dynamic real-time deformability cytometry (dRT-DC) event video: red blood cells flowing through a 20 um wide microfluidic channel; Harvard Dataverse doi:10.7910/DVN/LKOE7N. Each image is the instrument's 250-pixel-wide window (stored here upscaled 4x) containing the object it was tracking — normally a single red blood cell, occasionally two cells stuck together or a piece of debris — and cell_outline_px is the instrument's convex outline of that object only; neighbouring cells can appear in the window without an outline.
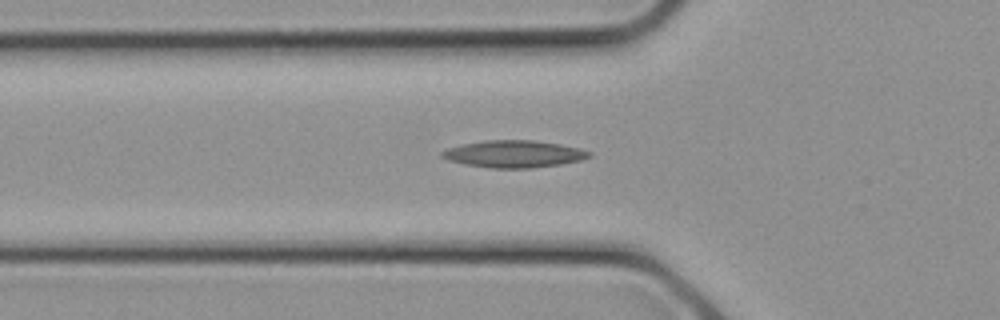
{"species": "common noctule bat (a hibernating species)", "species_latin": "Nyctalus noctula", "temperature_condition": "cold", "stored_images_in_passage": 23, "camera_frame_rate_fps": 3000, "um_per_image_px": 0.085, "animal": {"sex": "female", "body_mass_g": 21.9}, "frame": {"image": 1, "passage_image": 8, "time_ms": 2.333, "image_size_px": [1000, 320], "cell_outline_px": [[592, 156], [580, 160], [560, 164], [532, 168], [492, 168], [464, 164], [448, 160], [440, 156], [440, 152], [448, 148], [464, 144], [484, 140], [532, 140], [560, 144], [580, 148], [592, 152]], "centroid_in_image_um": [43.69, 13.08], "position_along_channel_um": 82.1, "area_um2": 23.24}}
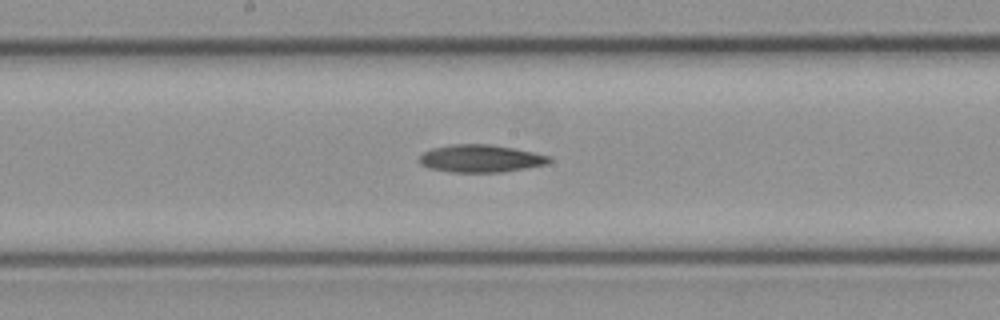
{"frame": {"image": 2, "passage_image": 13, "time_ms": 4.0, "image_size_px": [1000, 320], "cell_outline_px": [[552, 160], [544, 164], [524, 168], [500, 172], [448, 172], [428, 168], [420, 164], [416, 160], [424, 152], [432, 148], [452, 144], [488, 144], [516, 148], [552, 156]], "centroid_in_image_um": [40.81, 13.47], "position_along_channel_um": 207.4, "area_um2": 20.98}}
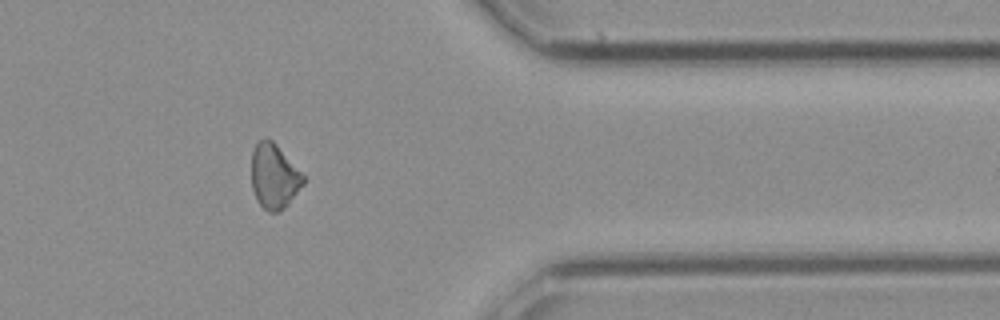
{"frame": {"image": 3, "passage_image": 21, "time_ms": 6.667, "image_size_px": [1000, 320], "cell_outline_px": [[304, 184], [288, 204], [280, 212], [268, 212], [256, 200], [252, 188], [252, 152], [256, 144], [260, 140], [272, 140], [276, 144], [304, 176]], "centroid_in_image_um": [23.29, 15.03], "position_along_channel_um": 388.1, "area_um2": 19.31}}